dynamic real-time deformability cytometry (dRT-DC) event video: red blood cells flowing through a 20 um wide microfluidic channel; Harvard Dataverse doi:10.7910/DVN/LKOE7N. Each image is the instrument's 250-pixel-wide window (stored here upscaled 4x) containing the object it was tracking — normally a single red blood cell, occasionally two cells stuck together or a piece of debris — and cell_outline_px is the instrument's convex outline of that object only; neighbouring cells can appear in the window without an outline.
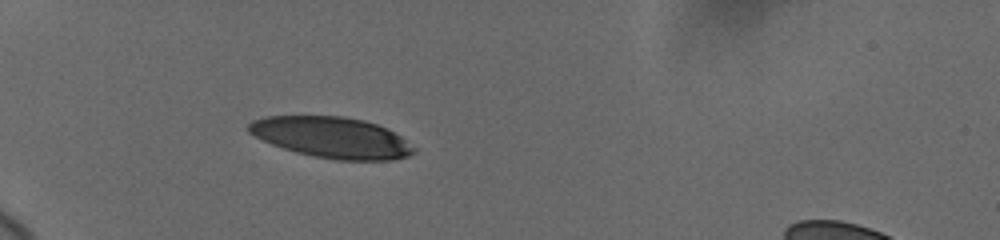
{"species": "human", "species_latin": "Homo sapiens", "temperature_condition": "cold", "stored_images_in_passage": 10, "camera_frame_rate_fps": 3000, "um_per_image_px": 0.085, "donor": {"sex": "female"}, "frame": {"image": 1, "passage_image": 4, "time_ms": 2.0, "image_size_px": [1000, 240], "cell_outline_px": [[416, 152], [408, 156], [392, 160], [336, 160], [312, 156], [296, 152], [272, 144], [248, 132], [248, 124], [252, 120], [268, 116], [344, 116], [364, 120], [376, 124], [400, 136], [416, 148]], "centroid_in_image_um": [28.21, 11.69], "position_along_channel_um": 56.8, "area_um2": 39.25}}
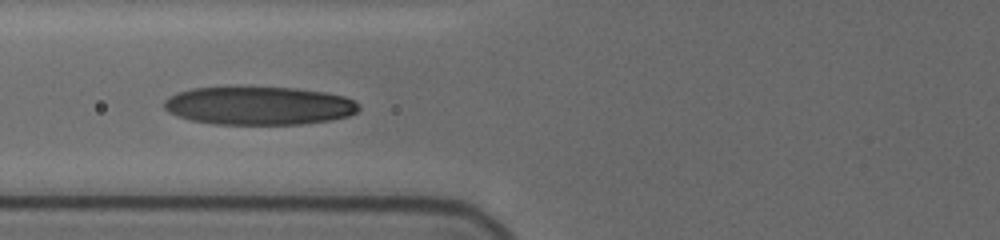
{"frame": {"image": 2, "passage_image": 7, "time_ms": 4.0, "image_size_px": [1000, 240], "cell_outline_px": [[360, 108], [356, 112], [348, 116], [332, 120], [300, 124], [212, 124], [192, 120], [176, 116], [168, 112], [164, 108], [164, 100], [168, 96], [176, 92], [192, 88], [296, 88], [324, 92], [344, 96], [360, 104]], "centroid_in_image_um": [21.99, 8.99], "position_along_channel_um": 103.8, "area_um2": 43.35}}
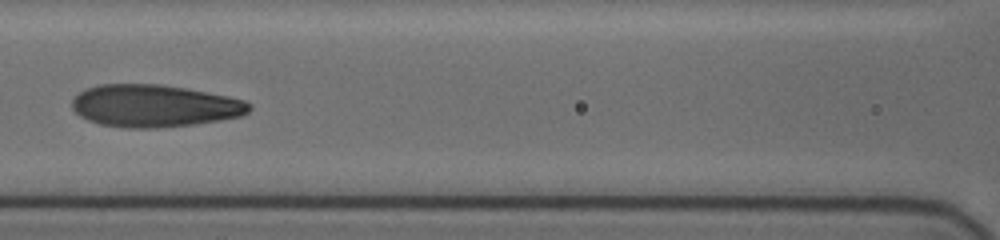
{"frame": {"image": 3, "passage_image": 9, "time_ms": 5.333, "image_size_px": [1000, 240], "cell_outline_px": [[252, 108], [244, 116], [192, 124], [156, 128], [128, 128], [100, 124], [88, 120], [80, 116], [72, 108], [72, 100], [80, 92], [88, 88], [100, 84], [160, 84], [184, 88], [228, 96], [244, 100], [252, 104]], "centroid_in_image_um": [13.14, 9.0], "position_along_channel_um": 153.5, "area_um2": 43.58}}